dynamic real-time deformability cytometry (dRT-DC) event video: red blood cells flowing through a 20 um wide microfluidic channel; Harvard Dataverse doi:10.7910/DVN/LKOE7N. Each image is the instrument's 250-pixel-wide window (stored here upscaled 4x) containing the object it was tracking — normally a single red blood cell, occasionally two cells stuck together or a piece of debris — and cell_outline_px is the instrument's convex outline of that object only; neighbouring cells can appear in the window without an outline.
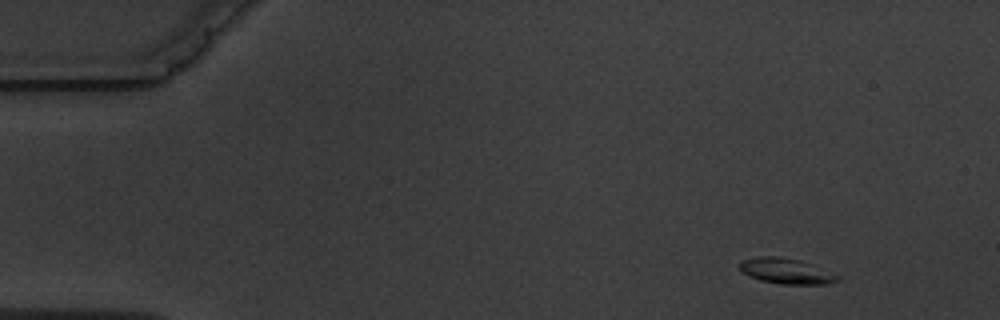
{"species": "common noctule bat (a hibernating species)", "species_latin": "Nyctalus noctula", "temperature_condition": "warm", "stored_images_in_passage": 4, "camera_frame_rate_fps": 3000, "um_per_image_px": 0.085, "animal": {"sex": "male", "body_mass_g": 19.5, "forearm_length_mm": 54.6}, "frame": {"image": 1, "passage_image": 1, "time_ms": 0.0, "image_size_px": [1000, 320], "cell_outline_px": [[840, 280], [828, 284], [780, 284], [760, 280], [748, 276], [740, 268], [740, 260], [760, 256], [772, 256], [800, 260], [840, 276]], "centroid_in_image_um": [66.81, 23.05], "position_along_channel_um": 18.2, "area_um2": 14.39}}
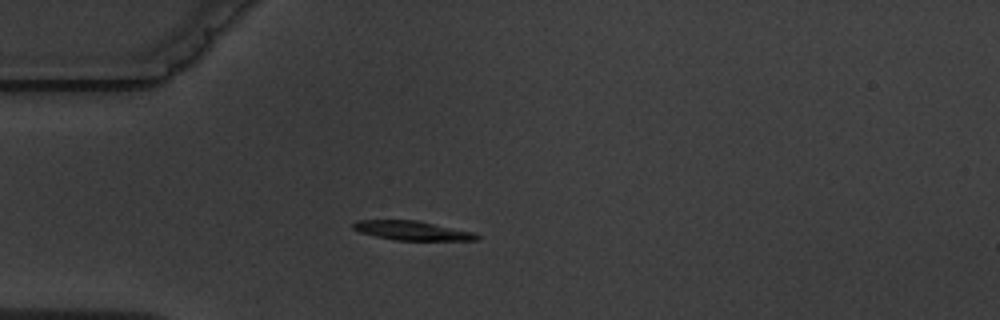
{"frame": {"image": 2, "passage_image": 4, "time_ms": 3.333, "image_size_px": [1000, 320], "cell_outline_px": [[480, 236], [476, 240], [396, 240], [376, 236], [360, 232], [352, 228], [352, 224], [356, 220], [416, 220], [472, 232]], "centroid_in_image_um": [34.98, 19.59], "position_along_channel_um": 50.0, "area_um2": 13.58}}